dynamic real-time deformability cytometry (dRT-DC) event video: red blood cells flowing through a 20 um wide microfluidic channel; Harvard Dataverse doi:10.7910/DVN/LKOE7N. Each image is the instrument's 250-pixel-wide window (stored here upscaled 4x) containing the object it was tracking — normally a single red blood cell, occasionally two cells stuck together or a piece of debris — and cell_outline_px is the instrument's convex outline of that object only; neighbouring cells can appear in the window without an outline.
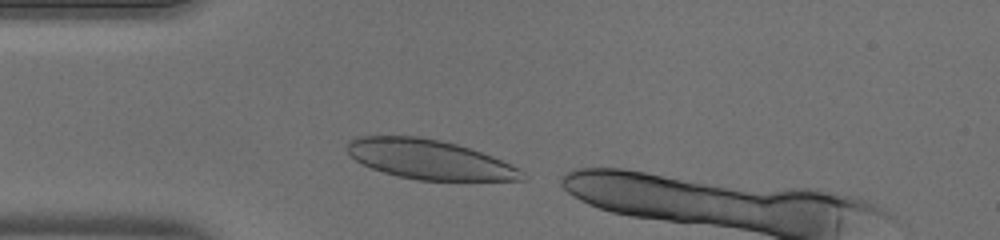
{"species": "human", "species_latin": "Homo sapiens", "temperature_condition": "warm", "stored_images_in_passage": 12, "camera_frame_rate_fps": 3000, "um_per_image_px": 0.085, "donor": {"sex": "male"}, "frame": {"image": 1, "passage_image": 1, "time_ms": 0.0, "image_size_px": [1000, 240], "cell_outline_px": [[528, 176], [524, 180], [416, 180], [384, 172], [372, 168], [356, 160], [344, 148], [348, 140], [352, 136], [420, 136], [440, 140], [456, 144], [492, 156], [512, 164], [520, 168]], "centroid_in_image_um": [36.49, 13.54], "position_along_channel_um": 48.5, "area_um2": 40.34}}
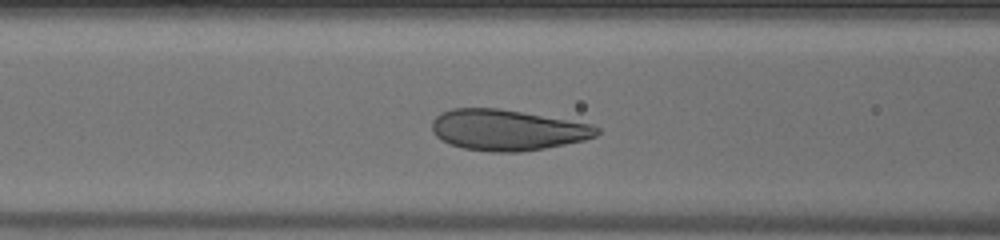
{"frame": {"image": 2, "passage_image": 7, "time_ms": 2.0, "image_size_px": [1000, 240], "cell_outline_px": [[600, 132], [596, 136], [584, 140], [544, 148], [520, 152], [492, 152], [464, 148], [452, 144], [436, 136], [432, 132], [432, 120], [440, 112], [452, 108], [500, 108], [592, 124], [600, 128]], "centroid_in_image_um": [43.12, 11.04], "position_along_channel_um": 123.5, "area_um2": 39.19}}
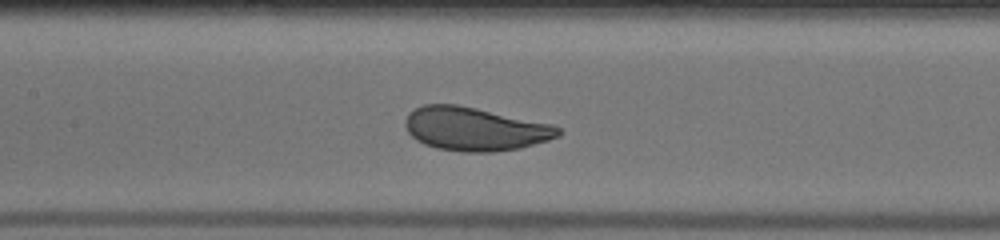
{"frame": {"image": 3, "passage_image": 10, "time_ms": 3.0, "image_size_px": [1000, 240], "cell_outline_px": [[560, 136], [548, 140], [520, 148], [492, 152], [464, 152], [436, 148], [424, 144], [416, 140], [408, 132], [404, 124], [404, 120], [408, 112], [424, 104], [456, 104], [476, 108], [552, 124], [560, 128]], "centroid_in_image_um": [40.33, 10.96], "position_along_channel_um": 167.1, "area_um2": 38.78}}